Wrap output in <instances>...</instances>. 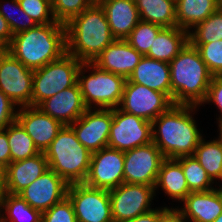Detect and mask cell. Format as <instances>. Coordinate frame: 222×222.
I'll list each match as a JSON object with an SVG mask.
<instances>
[{"mask_svg":"<svg viewBox=\"0 0 222 222\" xmlns=\"http://www.w3.org/2000/svg\"><path fill=\"white\" fill-rule=\"evenodd\" d=\"M190 44L198 50L209 71L214 76H220L222 74V40Z\"/></svg>","mask_w":222,"mask_h":222,"instance_id":"obj_35","label":"cell"},{"mask_svg":"<svg viewBox=\"0 0 222 222\" xmlns=\"http://www.w3.org/2000/svg\"><path fill=\"white\" fill-rule=\"evenodd\" d=\"M112 122L113 109L87 108L70 127L77 140L93 153L108 147Z\"/></svg>","mask_w":222,"mask_h":222,"instance_id":"obj_15","label":"cell"},{"mask_svg":"<svg viewBox=\"0 0 222 222\" xmlns=\"http://www.w3.org/2000/svg\"><path fill=\"white\" fill-rule=\"evenodd\" d=\"M10 164V146L7 136V127L0 130V166L5 169Z\"/></svg>","mask_w":222,"mask_h":222,"instance_id":"obj_42","label":"cell"},{"mask_svg":"<svg viewBox=\"0 0 222 222\" xmlns=\"http://www.w3.org/2000/svg\"><path fill=\"white\" fill-rule=\"evenodd\" d=\"M5 193V169L0 166V198Z\"/></svg>","mask_w":222,"mask_h":222,"instance_id":"obj_45","label":"cell"},{"mask_svg":"<svg viewBox=\"0 0 222 222\" xmlns=\"http://www.w3.org/2000/svg\"><path fill=\"white\" fill-rule=\"evenodd\" d=\"M0 37L9 45L13 34L10 30L7 20L0 14Z\"/></svg>","mask_w":222,"mask_h":222,"instance_id":"obj_44","label":"cell"},{"mask_svg":"<svg viewBox=\"0 0 222 222\" xmlns=\"http://www.w3.org/2000/svg\"><path fill=\"white\" fill-rule=\"evenodd\" d=\"M124 182V152L110 147L91 155L90 167L84 184L111 190Z\"/></svg>","mask_w":222,"mask_h":222,"instance_id":"obj_14","label":"cell"},{"mask_svg":"<svg viewBox=\"0 0 222 222\" xmlns=\"http://www.w3.org/2000/svg\"><path fill=\"white\" fill-rule=\"evenodd\" d=\"M49 169L43 152L25 160L11 162L5 168V192L19 194Z\"/></svg>","mask_w":222,"mask_h":222,"instance_id":"obj_20","label":"cell"},{"mask_svg":"<svg viewBox=\"0 0 222 222\" xmlns=\"http://www.w3.org/2000/svg\"><path fill=\"white\" fill-rule=\"evenodd\" d=\"M158 219H159V208L155 207L154 209L126 222H158Z\"/></svg>","mask_w":222,"mask_h":222,"instance_id":"obj_43","label":"cell"},{"mask_svg":"<svg viewBox=\"0 0 222 222\" xmlns=\"http://www.w3.org/2000/svg\"><path fill=\"white\" fill-rule=\"evenodd\" d=\"M142 57L143 55L134 49L127 40L116 39L92 63L101 70L128 79Z\"/></svg>","mask_w":222,"mask_h":222,"instance_id":"obj_19","label":"cell"},{"mask_svg":"<svg viewBox=\"0 0 222 222\" xmlns=\"http://www.w3.org/2000/svg\"><path fill=\"white\" fill-rule=\"evenodd\" d=\"M189 42L188 32L176 27H164L154 39L146 57L170 63Z\"/></svg>","mask_w":222,"mask_h":222,"instance_id":"obj_25","label":"cell"},{"mask_svg":"<svg viewBox=\"0 0 222 222\" xmlns=\"http://www.w3.org/2000/svg\"><path fill=\"white\" fill-rule=\"evenodd\" d=\"M172 105V100L165 93L126 80L118 108L152 122Z\"/></svg>","mask_w":222,"mask_h":222,"instance_id":"obj_10","label":"cell"},{"mask_svg":"<svg viewBox=\"0 0 222 222\" xmlns=\"http://www.w3.org/2000/svg\"><path fill=\"white\" fill-rule=\"evenodd\" d=\"M0 90V130L16 121L19 107Z\"/></svg>","mask_w":222,"mask_h":222,"instance_id":"obj_39","label":"cell"},{"mask_svg":"<svg viewBox=\"0 0 222 222\" xmlns=\"http://www.w3.org/2000/svg\"><path fill=\"white\" fill-rule=\"evenodd\" d=\"M163 28L164 27L158 24L144 22L140 20L126 40L141 55L146 56L157 34Z\"/></svg>","mask_w":222,"mask_h":222,"instance_id":"obj_34","label":"cell"},{"mask_svg":"<svg viewBox=\"0 0 222 222\" xmlns=\"http://www.w3.org/2000/svg\"><path fill=\"white\" fill-rule=\"evenodd\" d=\"M126 80L165 93L171 99L170 66L167 62L143 56Z\"/></svg>","mask_w":222,"mask_h":222,"instance_id":"obj_22","label":"cell"},{"mask_svg":"<svg viewBox=\"0 0 222 222\" xmlns=\"http://www.w3.org/2000/svg\"><path fill=\"white\" fill-rule=\"evenodd\" d=\"M8 51L27 68H41L66 53L65 24L37 25L12 37Z\"/></svg>","mask_w":222,"mask_h":222,"instance_id":"obj_3","label":"cell"},{"mask_svg":"<svg viewBox=\"0 0 222 222\" xmlns=\"http://www.w3.org/2000/svg\"><path fill=\"white\" fill-rule=\"evenodd\" d=\"M41 222H77L73 205L69 198L66 196L63 200L44 211L41 216Z\"/></svg>","mask_w":222,"mask_h":222,"instance_id":"obj_38","label":"cell"},{"mask_svg":"<svg viewBox=\"0 0 222 222\" xmlns=\"http://www.w3.org/2000/svg\"><path fill=\"white\" fill-rule=\"evenodd\" d=\"M202 138L195 149L194 157L216 184L222 177V144L217 139L205 141Z\"/></svg>","mask_w":222,"mask_h":222,"instance_id":"obj_29","label":"cell"},{"mask_svg":"<svg viewBox=\"0 0 222 222\" xmlns=\"http://www.w3.org/2000/svg\"><path fill=\"white\" fill-rule=\"evenodd\" d=\"M0 14L7 20L13 35L37 26L36 22L22 10L18 0H1Z\"/></svg>","mask_w":222,"mask_h":222,"instance_id":"obj_33","label":"cell"},{"mask_svg":"<svg viewBox=\"0 0 222 222\" xmlns=\"http://www.w3.org/2000/svg\"><path fill=\"white\" fill-rule=\"evenodd\" d=\"M213 222H222V213Z\"/></svg>","mask_w":222,"mask_h":222,"instance_id":"obj_49","label":"cell"},{"mask_svg":"<svg viewBox=\"0 0 222 222\" xmlns=\"http://www.w3.org/2000/svg\"><path fill=\"white\" fill-rule=\"evenodd\" d=\"M2 222H41L42 213L33 209L18 194L4 193L0 198Z\"/></svg>","mask_w":222,"mask_h":222,"instance_id":"obj_28","label":"cell"},{"mask_svg":"<svg viewBox=\"0 0 222 222\" xmlns=\"http://www.w3.org/2000/svg\"><path fill=\"white\" fill-rule=\"evenodd\" d=\"M193 29L188 32L189 43H210L222 40V6Z\"/></svg>","mask_w":222,"mask_h":222,"instance_id":"obj_32","label":"cell"},{"mask_svg":"<svg viewBox=\"0 0 222 222\" xmlns=\"http://www.w3.org/2000/svg\"><path fill=\"white\" fill-rule=\"evenodd\" d=\"M217 123H218L219 136L216 139L222 144V119L217 121Z\"/></svg>","mask_w":222,"mask_h":222,"instance_id":"obj_47","label":"cell"},{"mask_svg":"<svg viewBox=\"0 0 222 222\" xmlns=\"http://www.w3.org/2000/svg\"><path fill=\"white\" fill-rule=\"evenodd\" d=\"M66 52L81 62H92L116 39L101 6L91 5L66 24Z\"/></svg>","mask_w":222,"mask_h":222,"instance_id":"obj_2","label":"cell"},{"mask_svg":"<svg viewBox=\"0 0 222 222\" xmlns=\"http://www.w3.org/2000/svg\"><path fill=\"white\" fill-rule=\"evenodd\" d=\"M22 10L27 13L37 25L54 23L52 3L49 0H18Z\"/></svg>","mask_w":222,"mask_h":222,"instance_id":"obj_36","label":"cell"},{"mask_svg":"<svg viewBox=\"0 0 222 222\" xmlns=\"http://www.w3.org/2000/svg\"><path fill=\"white\" fill-rule=\"evenodd\" d=\"M156 196L153 186L123 182L109 190L113 222H126L154 208L152 200Z\"/></svg>","mask_w":222,"mask_h":222,"instance_id":"obj_8","label":"cell"},{"mask_svg":"<svg viewBox=\"0 0 222 222\" xmlns=\"http://www.w3.org/2000/svg\"><path fill=\"white\" fill-rule=\"evenodd\" d=\"M51 3L55 20L63 24L91 6L89 0H53Z\"/></svg>","mask_w":222,"mask_h":222,"instance_id":"obj_37","label":"cell"},{"mask_svg":"<svg viewBox=\"0 0 222 222\" xmlns=\"http://www.w3.org/2000/svg\"><path fill=\"white\" fill-rule=\"evenodd\" d=\"M1 205H0V222H2V216H1Z\"/></svg>","mask_w":222,"mask_h":222,"instance_id":"obj_51","label":"cell"},{"mask_svg":"<svg viewBox=\"0 0 222 222\" xmlns=\"http://www.w3.org/2000/svg\"><path fill=\"white\" fill-rule=\"evenodd\" d=\"M221 182H222V177H221ZM222 183H220L218 186H219V188L218 189H222V185H221Z\"/></svg>","mask_w":222,"mask_h":222,"instance_id":"obj_50","label":"cell"},{"mask_svg":"<svg viewBox=\"0 0 222 222\" xmlns=\"http://www.w3.org/2000/svg\"><path fill=\"white\" fill-rule=\"evenodd\" d=\"M77 222H113L109 190L92 188L84 183L68 186Z\"/></svg>","mask_w":222,"mask_h":222,"instance_id":"obj_9","label":"cell"},{"mask_svg":"<svg viewBox=\"0 0 222 222\" xmlns=\"http://www.w3.org/2000/svg\"><path fill=\"white\" fill-rule=\"evenodd\" d=\"M68 186L59 175L48 169L18 195L33 209L43 213L67 196Z\"/></svg>","mask_w":222,"mask_h":222,"instance_id":"obj_16","label":"cell"},{"mask_svg":"<svg viewBox=\"0 0 222 222\" xmlns=\"http://www.w3.org/2000/svg\"><path fill=\"white\" fill-rule=\"evenodd\" d=\"M222 6V0H176L177 27L187 32Z\"/></svg>","mask_w":222,"mask_h":222,"instance_id":"obj_26","label":"cell"},{"mask_svg":"<svg viewBox=\"0 0 222 222\" xmlns=\"http://www.w3.org/2000/svg\"><path fill=\"white\" fill-rule=\"evenodd\" d=\"M175 160L182 166L191 192L208 191L215 188L214 182L193 155L178 157Z\"/></svg>","mask_w":222,"mask_h":222,"instance_id":"obj_31","label":"cell"},{"mask_svg":"<svg viewBox=\"0 0 222 222\" xmlns=\"http://www.w3.org/2000/svg\"><path fill=\"white\" fill-rule=\"evenodd\" d=\"M177 209L189 222H213L222 213L220 189L191 192Z\"/></svg>","mask_w":222,"mask_h":222,"instance_id":"obj_21","label":"cell"},{"mask_svg":"<svg viewBox=\"0 0 222 222\" xmlns=\"http://www.w3.org/2000/svg\"><path fill=\"white\" fill-rule=\"evenodd\" d=\"M16 120L32 138L38 151L43 153L64 126L34 106L19 107Z\"/></svg>","mask_w":222,"mask_h":222,"instance_id":"obj_17","label":"cell"},{"mask_svg":"<svg viewBox=\"0 0 222 222\" xmlns=\"http://www.w3.org/2000/svg\"><path fill=\"white\" fill-rule=\"evenodd\" d=\"M101 7L115 39L126 40L140 21L135 0H109Z\"/></svg>","mask_w":222,"mask_h":222,"instance_id":"obj_23","label":"cell"},{"mask_svg":"<svg viewBox=\"0 0 222 222\" xmlns=\"http://www.w3.org/2000/svg\"><path fill=\"white\" fill-rule=\"evenodd\" d=\"M158 222H189L184 215L176 208L168 206L159 207Z\"/></svg>","mask_w":222,"mask_h":222,"instance_id":"obj_41","label":"cell"},{"mask_svg":"<svg viewBox=\"0 0 222 222\" xmlns=\"http://www.w3.org/2000/svg\"><path fill=\"white\" fill-rule=\"evenodd\" d=\"M196 105L173 104L152 123V142L167 159L194 155L204 135L197 126ZM193 116V117H192Z\"/></svg>","mask_w":222,"mask_h":222,"instance_id":"obj_1","label":"cell"},{"mask_svg":"<svg viewBox=\"0 0 222 222\" xmlns=\"http://www.w3.org/2000/svg\"><path fill=\"white\" fill-rule=\"evenodd\" d=\"M213 103L216 105L218 110H220L219 118H216L217 121L222 119V76H213L212 81L210 82L207 96L200 106L204 104Z\"/></svg>","mask_w":222,"mask_h":222,"instance_id":"obj_40","label":"cell"},{"mask_svg":"<svg viewBox=\"0 0 222 222\" xmlns=\"http://www.w3.org/2000/svg\"><path fill=\"white\" fill-rule=\"evenodd\" d=\"M49 169L68 185L84 183L92 153L76 137L70 126H63L44 152Z\"/></svg>","mask_w":222,"mask_h":222,"instance_id":"obj_5","label":"cell"},{"mask_svg":"<svg viewBox=\"0 0 222 222\" xmlns=\"http://www.w3.org/2000/svg\"><path fill=\"white\" fill-rule=\"evenodd\" d=\"M33 72L9 51L1 54L0 90L17 107L31 106Z\"/></svg>","mask_w":222,"mask_h":222,"instance_id":"obj_13","label":"cell"},{"mask_svg":"<svg viewBox=\"0 0 222 222\" xmlns=\"http://www.w3.org/2000/svg\"><path fill=\"white\" fill-rule=\"evenodd\" d=\"M83 62L63 54L57 60L35 69L33 72L31 106L37 107L44 100L78 82V71Z\"/></svg>","mask_w":222,"mask_h":222,"instance_id":"obj_7","label":"cell"},{"mask_svg":"<svg viewBox=\"0 0 222 222\" xmlns=\"http://www.w3.org/2000/svg\"><path fill=\"white\" fill-rule=\"evenodd\" d=\"M140 20L162 27H176V0H135Z\"/></svg>","mask_w":222,"mask_h":222,"instance_id":"obj_27","label":"cell"},{"mask_svg":"<svg viewBox=\"0 0 222 222\" xmlns=\"http://www.w3.org/2000/svg\"><path fill=\"white\" fill-rule=\"evenodd\" d=\"M107 1L109 0H89L91 5H97V6H101L103 3Z\"/></svg>","mask_w":222,"mask_h":222,"instance_id":"obj_48","label":"cell"},{"mask_svg":"<svg viewBox=\"0 0 222 222\" xmlns=\"http://www.w3.org/2000/svg\"><path fill=\"white\" fill-rule=\"evenodd\" d=\"M8 52V44L0 37V54Z\"/></svg>","mask_w":222,"mask_h":222,"instance_id":"obj_46","label":"cell"},{"mask_svg":"<svg viewBox=\"0 0 222 222\" xmlns=\"http://www.w3.org/2000/svg\"><path fill=\"white\" fill-rule=\"evenodd\" d=\"M37 107L64 126H70L87 109L78 82L44 100Z\"/></svg>","mask_w":222,"mask_h":222,"instance_id":"obj_18","label":"cell"},{"mask_svg":"<svg viewBox=\"0 0 222 222\" xmlns=\"http://www.w3.org/2000/svg\"><path fill=\"white\" fill-rule=\"evenodd\" d=\"M166 158L150 142L124 152V182L155 186L158 172Z\"/></svg>","mask_w":222,"mask_h":222,"instance_id":"obj_12","label":"cell"},{"mask_svg":"<svg viewBox=\"0 0 222 222\" xmlns=\"http://www.w3.org/2000/svg\"><path fill=\"white\" fill-rule=\"evenodd\" d=\"M152 142V123L124 112L113 109V122L110 128L108 147L127 151Z\"/></svg>","mask_w":222,"mask_h":222,"instance_id":"obj_11","label":"cell"},{"mask_svg":"<svg viewBox=\"0 0 222 222\" xmlns=\"http://www.w3.org/2000/svg\"><path fill=\"white\" fill-rule=\"evenodd\" d=\"M173 104L199 106L205 100L213 74L189 42L169 63Z\"/></svg>","mask_w":222,"mask_h":222,"instance_id":"obj_4","label":"cell"},{"mask_svg":"<svg viewBox=\"0 0 222 222\" xmlns=\"http://www.w3.org/2000/svg\"><path fill=\"white\" fill-rule=\"evenodd\" d=\"M125 81L123 76L101 70L92 62H83L78 71V84L86 108H117Z\"/></svg>","mask_w":222,"mask_h":222,"instance_id":"obj_6","label":"cell"},{"mask_svg":"<svg viewBox=\"0 0 222 222\" xmlns=\"http://www.w3.org/2000/svg\"><path fill=\"white\" fill-rule=\"evenodd\" d=\"M7 136L10 146V163L25 160L40 153L32 138L17 120L7 126Z\"/></svg>","mask_w":222,"mask_h":222,"instance_id":"obj_30","label":"cell"},{"mask_svg":"<svg viewBox=\"0 0 222 222\" xmlns=\"http://www.w3.org/2000/svg\"><path fill=\"white\" fill-rule=\"evenodd\" d=\"M159 188L169 199L178 200L180 203L191 193L182 166L175 159L166 158L162 162L154 186L155 193Z\"/></svg>","mask_w":222,"mask_h":222,"instance_id":"obj_24","label":"cell"}]
</instances>
